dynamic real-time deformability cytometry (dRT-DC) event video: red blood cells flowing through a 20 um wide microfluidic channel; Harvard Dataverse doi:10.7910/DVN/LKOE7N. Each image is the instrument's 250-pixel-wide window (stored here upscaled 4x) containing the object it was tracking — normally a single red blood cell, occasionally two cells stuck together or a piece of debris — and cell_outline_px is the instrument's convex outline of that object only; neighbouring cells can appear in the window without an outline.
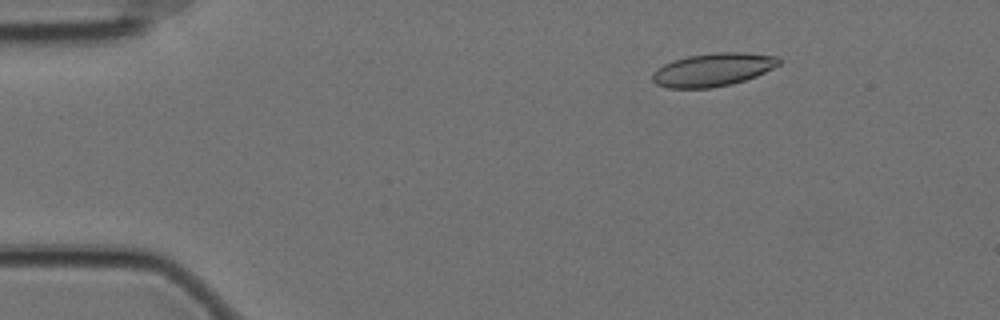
{"species": "Egyptian fruit bat (a non-hibernating species)", "species_latin": "Rousettus aegyptiacus", "temperature_condition": "cold", "stored_images_in_passage": 58, "camera_frame_rate_fps": 3000, "um_per_image_px": 0.085, "animal": {"sex": "female"}, "frame": {"image": 1, "passage_image": 9, "time_ms": 2.667, "image_size_px": [1000, 320], "cell_outline_px": [[780, 64], [756, 76], [732, 84], [712, 88], [668, 88], [656, 84], [652, 80], [652, 72], [664, 64], [672, 60], [688, 56], [716, 52], [744, 52], [776, 56], [780, 60]], "centroid_in_image_um": [60.58, 5.92], "position_along_channel_um": 24.4, "area_um2": 24.45}}
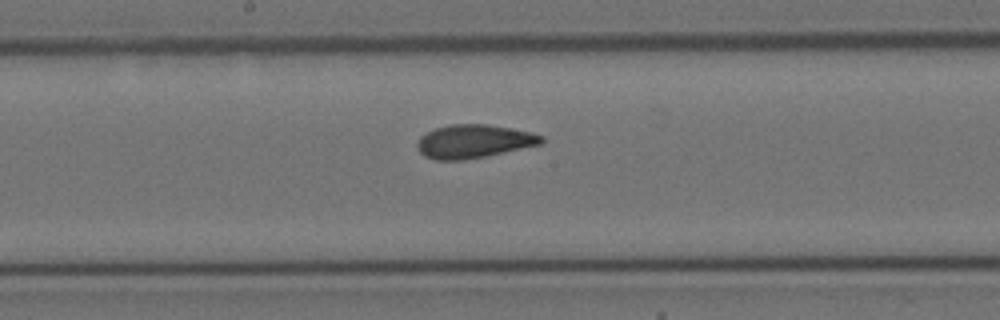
{"frame": {"image": 2, "passage_image": 31, "time_ms": 10.0, "image_size_px": [1000, 320], "cell_outline_px": [[544, 140], [540, 144], [484, 156], [460, 160], [436, 160], [424, 156], [420, 152], [416, 144], [420, 136], [436, 128], [448, 124], [484, 124], [532, 132], [544, 136]], "centroid_in_image_um": [40.24, 12.01], "position_along_channel_um": 208.0, "area_um2": 23.87}}
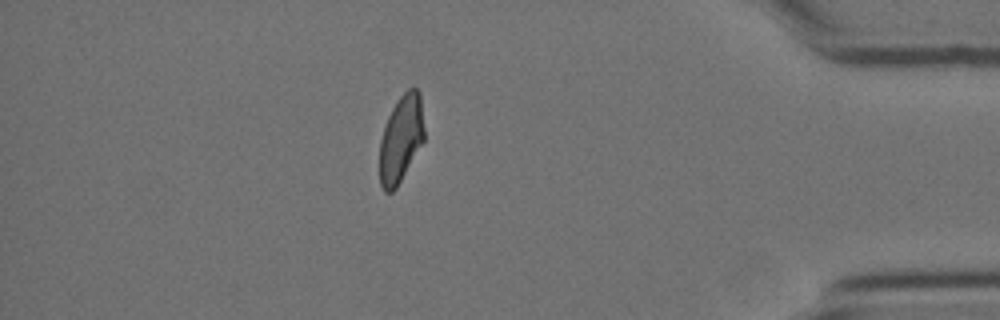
{"frame": {"image": 3, "passage_image": 51, "time_ms": 16.667, "image_size_px": [1000, 320], "cell_outline_px": [[424, 140], [396, 188], [392, 192], [384, 192], [380, 184], [380, 140], [388, 116], [396, 100], [408, 88], [416, 88], [420, 92], [424, 128]], "centroid_in_image_um": [34.08, 11.78], "position_along_channel_um": 401.1, "area_um2": 22.54}, "authors_computed_cell_mechanics": {"area_um2": 23.9003, "velocity_mm_per_s": 3.4924, "shape_relaxation_time_tau1_ms": null, "shape_relaxation_time_tau2_ms": 1.6965, "deformation_change_tau1": null, "deformation_change_tau2": 0.086}}